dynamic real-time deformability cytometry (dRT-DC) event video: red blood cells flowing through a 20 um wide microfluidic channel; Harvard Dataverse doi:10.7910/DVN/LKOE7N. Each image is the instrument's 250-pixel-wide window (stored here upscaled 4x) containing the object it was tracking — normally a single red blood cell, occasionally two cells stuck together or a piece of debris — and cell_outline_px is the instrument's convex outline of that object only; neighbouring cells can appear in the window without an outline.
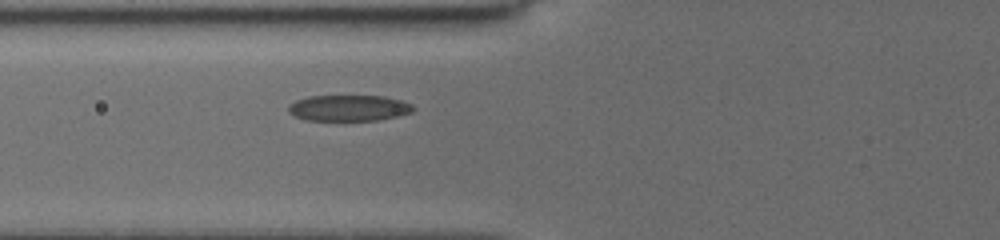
{"species": "common noctule bat (a hibernating species)", "species_latin": "Nyctalus noctula", "temperature_condition": "cold", "stored_images_in_passage": 2, "camera_frame_rate_fps": 3000, "um_per_image_px": 0.085, "animal": {"sex": "female", "body_mass_g": 19.5, "forearm_length_mm": 54.1}, "frame": {"image": 1, "passage_image": 2, "time_ms": 1.0, "image_size_px": [1000, 240], "cell_outline_px": [[416, 108], [412, 112], [396, 116], [376, 120], [308, 120], [296, 116], [288, 112], [288, 104], [296, 100], [308, 96], [384, 96], [400, 100], [412, 104]], "centroid_in_image_um": [29.64, 9.17], "position_along_channel_um": 96.2, "area_um2": 18.84}}